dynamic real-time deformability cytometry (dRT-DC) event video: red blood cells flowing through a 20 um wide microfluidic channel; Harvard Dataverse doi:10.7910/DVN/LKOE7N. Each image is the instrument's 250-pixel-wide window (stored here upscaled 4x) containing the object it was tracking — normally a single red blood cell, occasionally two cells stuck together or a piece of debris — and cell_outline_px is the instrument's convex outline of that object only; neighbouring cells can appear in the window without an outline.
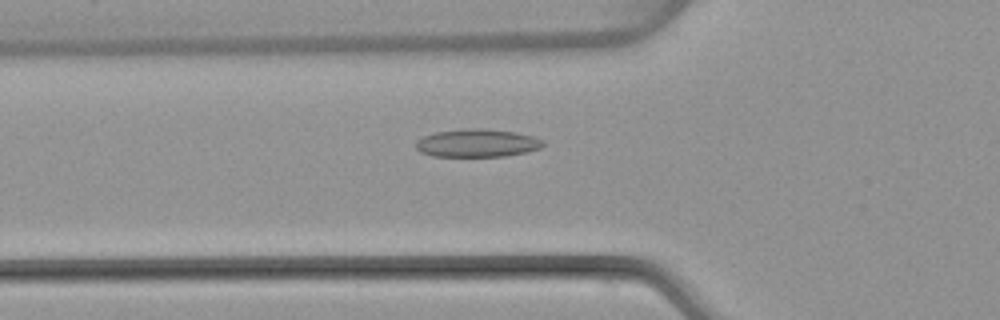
{"species": "common noctule bat (a hibernating species)", "species_latin": "Nyctalus noctula", "temperature_condition": "warm", "stored_images_in_passage": 50, "camera_frame_rate_fps": 3000, "um_per_image_px": 0.085, "animal": {"sex": "female", "body_mass_g": 22.7, "forearm_length_mm": 54.2}, "frame": {"image": 1, "passage_image": 18, "time_ms": 5.667, "image_size_px": [1000, 320], "cell_outline_px": [[544, 144], [540, 148], [524, 152], [504, 156], [432, 156], [420, 152], [416, 148], [416, 140], [424, 136], [436, 132], [468, 128], [484, 128], [516, 132], [532, 136], [544, 140]], "centroid_in_image_um": [40.55, 12.15], "position_along_channel_um": 85.3, "area_um2": 20.69}}
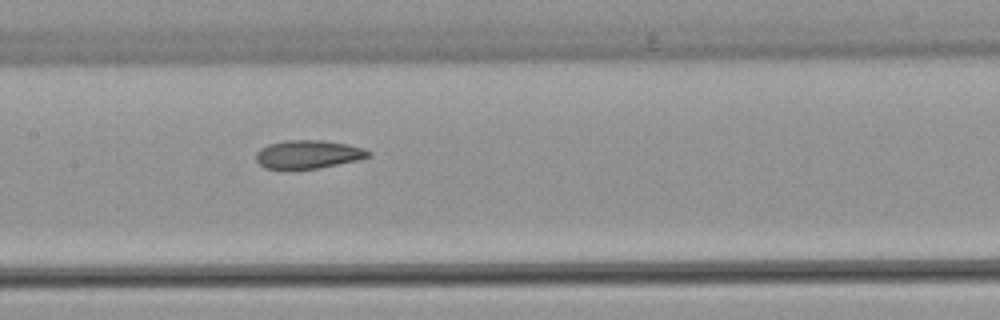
{"frame": {"image": 2, "passage_image": 25, "time_ms": 8.0, "image_size_px": [1000, 320], "cell_outline_px": [[372, 156], [360, 160], [316, 168], [264, 168], [256, 160], [256, 152], [260, 148], [268, 144], [284, 140], [320, 140], [348, 144], [364, 148], [372, 152]], "centroid_in_image_um": [26.23, 13.1], "position_along_channel_um": 181.2, "area_um2": 18.55}}
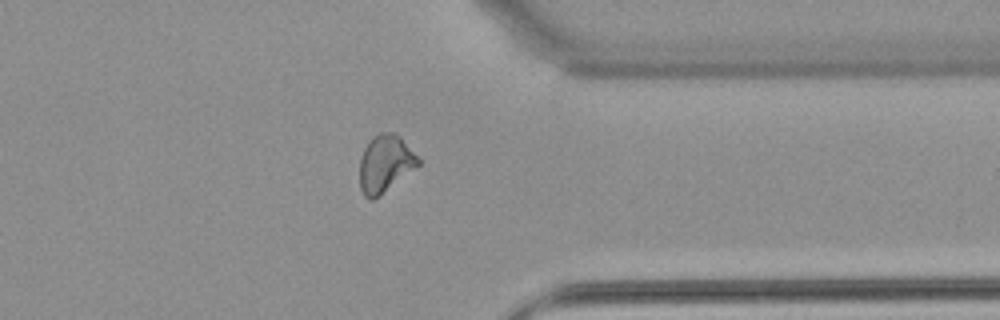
{"frame": {"image": 3, "passage_image": 40, "time_ms": 13.0, "image_size_px": [1000, 320], "cell_outline_px": [[420, 164], [380, 196], [372, 200], [368, 200], [364, 196], [360, 188], [360, 156], [368, 140], [372, 136], [380, 132], [392, 132], [400, 136], [420, 160]], "centroid_in_image_um": [32.71, 13.91], "position_along_channel_um": 378.7, "area_um2": 19.65}, "authors_computed_cell_mechanics": {"area_um2": 19.7098, "velocity_mm_per_s": 4.0731, "shape_relaxation_time_tau1_ms": null, "shape_relaxation_time_tau2_ms": 2.5908, "deformation_change_tau1": null, "deformation_change_tau2": 0.0994}}